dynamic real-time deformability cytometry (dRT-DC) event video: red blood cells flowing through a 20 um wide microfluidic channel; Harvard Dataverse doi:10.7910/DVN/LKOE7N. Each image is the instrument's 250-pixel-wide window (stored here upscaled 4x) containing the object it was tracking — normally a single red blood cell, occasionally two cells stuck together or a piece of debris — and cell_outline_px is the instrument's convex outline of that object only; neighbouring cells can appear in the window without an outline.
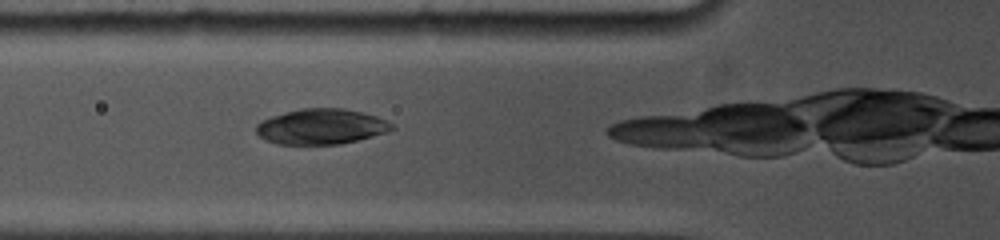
{"species": "common noctule bat (a hibernating species)", "species_latin": "Nyctalus noctula", "temperature_condition": "cold", "stored_images_in_passage": 2, "camera_frame_rate_fps": 5000, "um_per_image_px": 0.085, "animal": {"sex": "female", "body_mass_g": 19.0, "forearm_length_mm": 53.3}, "frame": {"image": 1, "passage_image": 2, "time_ms": 0.8, "image_size_px": [1000, 240], "cell_outline_px": [[396, 128], [388, 132], [340, 144], [276, 144], [264, 140], [256, 132], [256, 124], [260, 120], [272, 116], [300, 108], [344, 108], [376, 116], [392, 124]], "centroid_in_image_um": [27.27, 10.76], "position_along_channel_um": 98.5, "area_um2": 27.98}}